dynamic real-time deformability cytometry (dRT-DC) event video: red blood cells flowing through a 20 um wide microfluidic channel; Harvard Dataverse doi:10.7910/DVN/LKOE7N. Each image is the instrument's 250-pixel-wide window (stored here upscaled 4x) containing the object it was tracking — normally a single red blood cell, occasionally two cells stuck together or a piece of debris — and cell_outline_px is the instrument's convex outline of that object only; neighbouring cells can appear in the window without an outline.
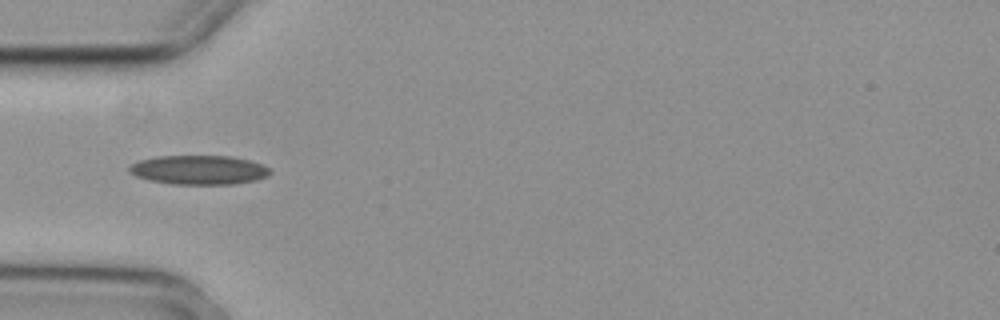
{"species": "common noctule bat (a hibernating species)", "species_latin": "Nyctalus noctula", "temperature_condition": "cold", "stored_images_in_passage": 3, "camera_frame_rate_fps": 3000, "um_per_image_px": 0.085, "animal": {"sex": "female", "body_mass_g": 29.2, "forearm_length_mm": 56.3}, "frame": {"image": 1, "passage_image": 1, "time_ms": 0.0, "image_size_px": [1000, 320], "cell_outline_px": [[272, 172], [268, 176], [256, 180], [236, 184], [172, 184], [148, 180], [136, 176], [128, 172], [128, 168], [132, 164], [140, 160], [156, 156], [232, 156], [264, 164]], "centroid_in_image_um": [16.92, 14.44], "position_along_channel_um": 68.1, "area_um2": 24.1}}
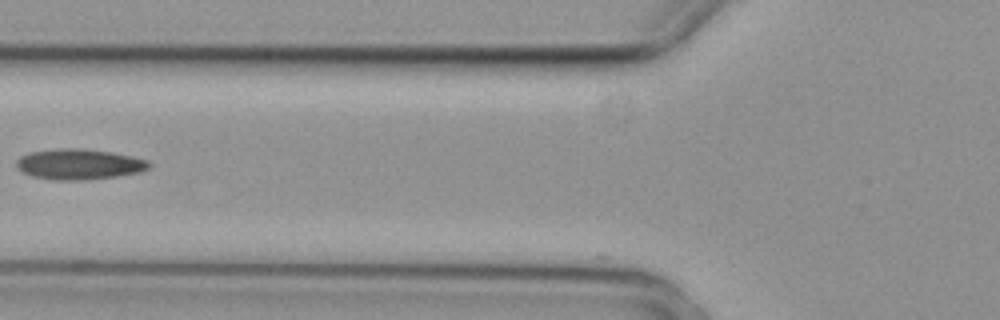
{"frame": {"image": 2, "passage_image": 2, "time_ms": 0.333, "image_size_px": [1000, 320], "cell_outline_px": [[152, 164], [148, 168], [140, 172], [116, 176], [88, 180], [52, 180], [32, 176], [20, 172], [16, 168], [16, 160], [20, 156], [28, 152], [56, 148], [80, 148], [112, 152], [132, 156], [148, 160]], "centroid_in_image_um": [6.68, 13.96], "position_along_channel_um": 119.1, "area_um2": 23.99}}
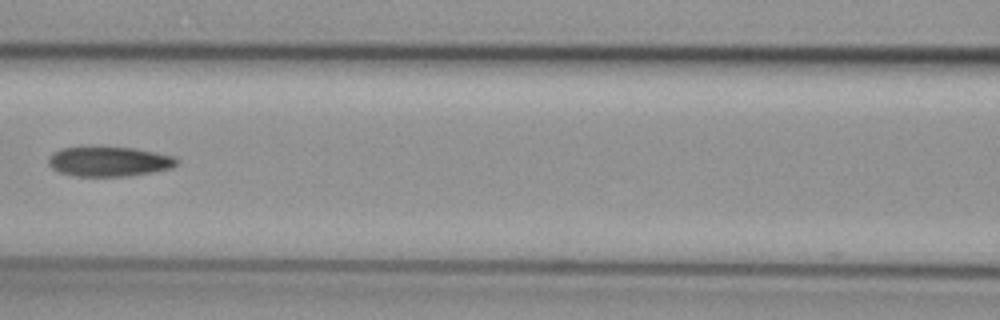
{"frame": {"image": 3, "passage_image": 3, "time_ms": 0.667, "image_size_px": [1000, 320], "cell_outline_px": [[180, 160], [172, 168], [152, 172], [128, 176], [76, 176], [60, 172], [52, 168], [48, 164], [48, 160], [52, 152], [60, 148], [132, 148], [172, 156]], "centroid_in_image_um": [9.25, 13.74], "position_along_channel_um": 157.3, "area_um2": 21.85}}